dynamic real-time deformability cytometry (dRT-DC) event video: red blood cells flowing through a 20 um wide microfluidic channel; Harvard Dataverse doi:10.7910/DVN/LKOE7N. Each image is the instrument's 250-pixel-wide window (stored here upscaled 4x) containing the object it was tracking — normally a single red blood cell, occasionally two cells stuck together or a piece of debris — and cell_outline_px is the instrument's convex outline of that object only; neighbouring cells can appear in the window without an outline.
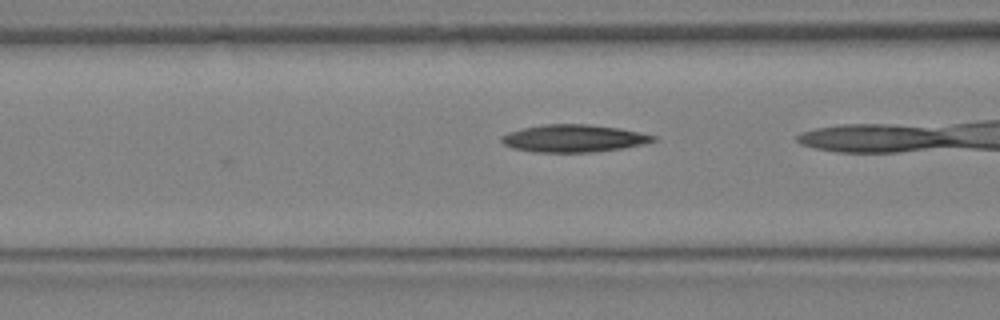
{"species": "Egyptian fruit bat (a non-hibernating species)", "species_latin": "Rousettus aegyptiacus", "temperature_condition": "warm", "stored_images_in_passage": 3, "camera_frame_rate_fps": 3000, "um_per_image_px": 0.085, "animal": {"sex": "female"}, "frame": {"image": 1, "passage_image": 3, "time_ms": 0.667, "image_size_px": [1000, 320], "cell_outline_px": [[656, 140], [644, 144], [624, 148], [596, 152], [536, 152], [512, 148], [504, 144], [500, 140], [500, 136], [508, 132], [524, 128], [544, 124], [584, 124], [620, 128], [640, 132], [656, 136]], "centroid_in_image_um": [48.77, 11.76], "position_along_channel_um": 117.8, "area_um2": 24.33}}